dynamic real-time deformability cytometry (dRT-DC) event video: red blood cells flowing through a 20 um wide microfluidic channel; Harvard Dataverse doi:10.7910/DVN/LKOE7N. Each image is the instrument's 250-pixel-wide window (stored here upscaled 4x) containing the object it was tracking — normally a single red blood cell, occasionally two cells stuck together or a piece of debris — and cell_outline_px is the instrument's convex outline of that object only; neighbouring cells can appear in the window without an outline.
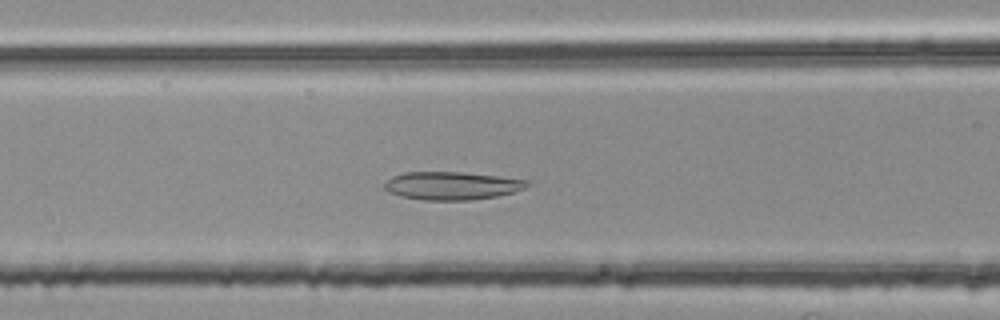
{"species": "common noctule bat (a hibernating species)", "species_latin": "Nyctalus noctula", "temperature_condition": "room temperature", "stored_images_in_passage": 47, "camera_frame_rate_fps": 3000, "um_per_image_px": 0.085, "animal": {"sex": "female", "body_mass_g": 25.1}, "frame": {"image": 1, "passage_image": 18, "time_ms": 5.667, "image_size_px": [1000, 320], "cell_outline_px": [[528, 184], [524, 188], [512, 192], [496, 196], [472, 200], [424, 200], [400, 196], [388, 192], [384, 188], [384, 184], [392, 176], [404, 172], [464, 172], [528, 180]], "centroid_in_image_um": [38.36, 15.78], "position_along_channel_um": 128.2, "area_um2": 23.18}}
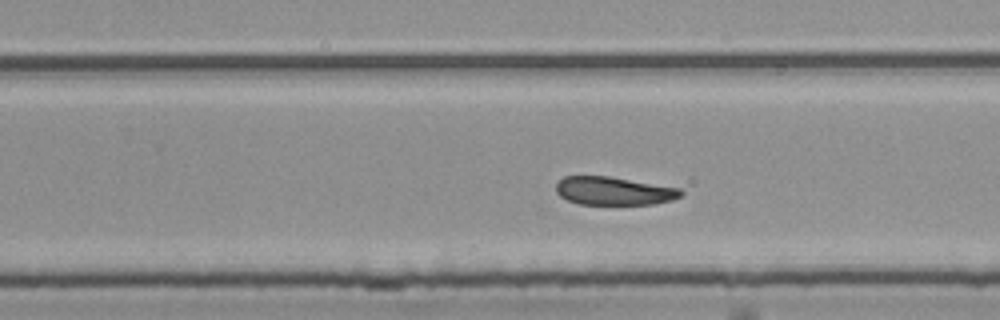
{"frame": {"image": 2, "passage_image": 30, "time_ms": 9.667, "image_size_px": [1000, 320], "cell_outline_px": [[684, 196], [672, 200], [652, 204], [580, 204], [568, 200], [560, 196], [556, 192], [556, 184], [564, 176], [608, 176], [680, 188], [684, 192]], "centroid_in_image_um": [52.2, 16.23], "position_along_channel_um": 277.6, "area_um2": 20.52}}
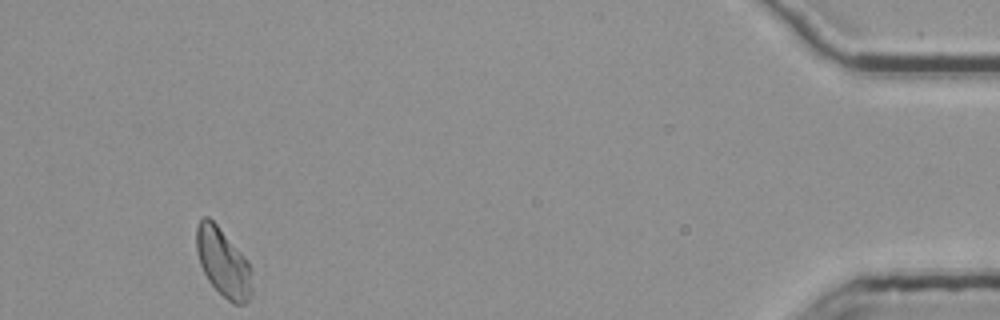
{"frame": {"image": 3, "passage_image": 47, "time_ms": 15.333, "image_size_px": [1000, 320], "cell_outline_px": [[252, 296], [244, 304], [232, 304], [208, 280], [200, 264], [196, 248], [196, 228], [200, 220], [204, 216], [208, 216], [216, 224], [248, 260], [252, 288]], "centroid_in_image_um": [18.96, 22.32], "position_along_channel_um": 416.2, "area_um2": 21.85}, "authors_computed_cell_mechanics": {"area_um2": 22.4264, "velocity_mm_per_s": 3.7549, "shape_relaxation_time_tau1_ms": null, "shape_relaxation_time_tau2_ms": 5.8989, "deformation_change_tau1": null, "deformation_change_tau2": 0.0982}}